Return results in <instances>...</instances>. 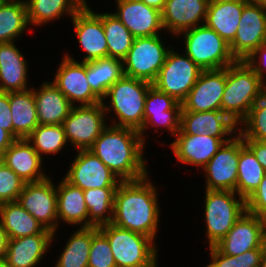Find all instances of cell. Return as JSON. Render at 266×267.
<instances>
[{"label": "cell", "mask_w": 266, "mask_h": 267, "mask_svg": "<svg viewBox=\"0 0 266 267\" xmlns=\"http://www.w3.org/2000/svg\"><path fill=\"white\" fill-rule=\"evenodd\" d=\"M156 187L150 175L135 181H122L114 194L111 223L156 241L161 214Z\"/></svg>", "instance_id": "obj_1"}, {"label": "cell", "mask_w": 266, "mask_h": 267, "mask_svg": "<svg viewBox=\"0 0 266 267\" xmlns=\"http://www.w3.org/2000/svg\"><path fill=\"white\" fill-rule=\"evenodd\" d=\"M145 145L138 131L108 125L89 150L121 181H135L149 175Z\"/></svg>", "instance_id": "obj_2"}, {"label": "cell", "mask_w": 266, "mask_h": 267, "mask_svg": "<svg viewBox=\"0 0 266 267\" xmlns=\"http://www.w3.org/2000/svg\"><path fill=\"white\" fill-rule=\"evenodd\" d=\"M151 86L149 82L127 76L115 82L102 101L107 120L109 112H112V117L115 115L108 124L139 132L144 124L145 99Z\"/></svg>", "instance_id": "obj_3"}, {"label": "cell", "mask_w": 266, "mask_h": 267, "mask_svg": "<svg viewBox=\"0 0 266 267\" xmlns=\"http://www.w3.org/2000/svg\"><path fill=\"white\" fill-rule=\"evenodd\" d=\"M265 92L266 83L244 60H237L226 67V86L221 101V111L239 126L253 104Z\"/></svg>", "instance_id": "obj_4"}, {"label": "cell", "mask_w": 266, "mask_h": 267, "mask_svg": "<svg viewBox=\"0 0 266 267\" xmlns=\"http://www.w3.org/2000/svg\"><path fill=\"white\" fill-rule=\"evenodd\" d=\"M98 229L108 239L116 267H158L159 249L152 238L112 223Z\"/></svg>", "instance_id": "obj_5"}, {"label": "cell", "mask_w": 266, "mask_h": 267, "mask_svg": "<svg viewBox=\"0 0 266 267\" xmlns=\"http://www.w3.org/2000/svg\"><path fill=\"white\" fill-rule=\"evenodd\" d=\"M183 52L202 70H217L232 65L237 60L232 55L229 43L205 24L185 30Z\"/></svg>", "instance_id": "obj_6"}, {"label": "cell", "mask_w": 266, "mask_h": 267, "mask_svg": "<svg viewBox=\"0 0 266 267\" xmlns=\"http://www.w3.org/2000/svg\"><path fill=\"white\" fill-rule=\"evenodd\" d=\"M204 191L205 237L208 246H214L244 214L246 201L235 191L208 189Z\"/></svg>", "instance_id": "obj_7"}, {"label": "cell", "mask_w": 266, "mask_h": 267, "mask_svg": "<svg viewBox=\"0 0 266 267\" xmlns=\"http://www.w3.org/2000/svg\"><path fill=\"white\" fill-rule=\"evenodd\" d=\"M164 44L162 34L135 38L126 57L122 60L124 76L152 84L172 48Z\"/></svg>", "instance_id": "obj_8"}, {"label": "cell", "mask_w": 266, "mask_h": 267, "mask_svg": "<svg viewBox=\"0 0 266 267\" xmlns=\"http://www.w3.org/2000/svg\"><path fill=\"white\" fill-rule=\"evenodd\" d=\"M171 48L152 85L182 103L203 71L184 52Z\"/></svg>", "instance_id": "obj_9"}, {"label": "cell", "mask_w": 266, "mask_h": 267, "mask_svg": "<svg viewBox=\"0 0 266 267\" xmlns=\"http://www.w3.org/2000/svg\"><path fill=\"white\" fill-rule=\"evenodd\" d=\"M103 103L73 106L62 125L73 150H88L109 125Z\"/></svg>", "instance_id": "obj_10"}, {"label": "cell", "mask_w": 266, "mask_h": 267, "mask_svg": "<svg viewBox=\"0 0 266 267\" xmlns=\"http://www.w3.org/2000/svg\"><path fill=\"white\" fill-rule=\"evenodd\" d=\"M51 176L37 182L25 183L18 196V203L27 210L43 227L57 233V191Z\"/></svg>", "instance_id": "obj_11"}, {"label": "cell", "mask_w": 266, "mask_h": 267, "mask_svg": "<svg viewBox=\"0 0 266 267\" xmlns=\"http://www.w3.org/2000/svg\"><path fill=\"white\" fill-rule=\"evenodd\" d=\"M239 133L224 142L217 153L202 168L205 174V189L236 192L239 151L244 146Z\"/></svg>", "instance_id": "obj_12"}, {"label": "cell", "mask_w": 266, "mask_h": 267, "mask_svg": "<svg viewBox=\"0 0 266 267\" xmlns=\"http://www.w3.org/2000/svg\"><path fill=\"white\" fill-rule=\"evenodd\" d=\"M52 83L67 97L73 106H92L102 102L93 92L86 76V63L63 54Z\"/></svg>", "instance_id": "obj_13"}, {"label": "cell", "mask_w": 266, "mask_h": 267, "mask_svg": "<svg viewBox=\"0 0 266 267\" xmlns=\"http://www.w3.org/2000/svg\"><path fill=\"white\" fill-rule=\"evenodd\" d=\"M214 246L221 253L230 256L266 248V220L245 211L226 236Z\"/></svg>", "instance_id": "obj_14"}, {"label": "cell", "mask_w": 266, "mask_h": 267, "mask_svg": "<svg viewBox=\"0 0 266 267\" xmlns=\"http://www.w3.org/2000/svg\"><path fill=\"white\" fill-rule=\"evenodd\" d=\"M266 43V10L253 0L243 7L234 40L229 44L236 60H245L261 44Z\"/></svg>", "instance_id": "obj_15"}, {"label": "cell", "mask_w": 266, "mask_h": 267, "mask_svg": "<svg viewBox=\"0 0 266 267\" xmlns=\"http://www.w3.org/2000/svg\"><path fill=\"white\" fill-rule=\"evenodd\" d=\"M181 110V103L152 85L146 94L144 124L139 131L143 141L146 143L148 140L146 137L149 135L145 132L150 127L157 133L159 128H165L164 130L167 129L170 135L175 136L180 131Z\"/></svg>", "instance_id": "obj_16"}, {"label": "cell", "mask_w": 266, "mask_h": 267, "mask_svg": "<svg viewBox=\"0 0 266 267\" xmlns=\"http://www.w3.org/2000/svg\"><path fill=\"white\" fill-rule=\"evenodd\" d=\"M63 176L71 184L87 190L90 188L118 187L122 182L93 152L78 150Z\"/></svg>", "instance_id": "obj_17"}, {"label": "cell", "mask_w": 266, "mask_h": 267, "mask_svg": "<svg viewBox=\"0 0 266 267\" xmlns=\"http://www.w3.org/2000/svg\"><path fill=\"white\" fill-rule=\"evenodd\" d=\"M88 2L71 18L77 41L85 56L80 62L108 57V47L101 17Z\"/></svg>", "instance_id": "obj_18"}, {"label": "cell", "mask_w": 266, "mask_h": 267, "mask_svg": "<svg viewBox=\"0 0 266 267\" xmlns=\"http://www.w3.org/2000/svg\"><path fill=\"white\" fill-rule=\"evenodd\" d=\"M226 86V68L203 70L195 85L181 103V111H221V101Z\"/></svg>", "instance_id": "obj_19"}, {"label": "cell", "mask_w": 266, "mask_h": 267, "mask_svg": "<svg viewBox=\"0 0 266 267\" xmlns=\"http://www.w3.org/2000/svg\"><path fill=\"white\" fill-rule=\"evenodd\" d=\"M115 1L117 10L113 13L135 38L159 35L164 32L161 11L147 6L140 0Z\"/></svg>", "instance_id": "obj_20"}, {"label": "cell", "mask_w": 266, "mask_h": 267, "mask_svg": "<svg viewBox=\"0 0 266 267\" xmlns=\"http://www.w3.org/2000/svg\"><path fill=\"white\" fill-rule=\"evenodd\" d=\"M170 148L178 162L202 169L217 153L224 142L231 138H215L209 134H176ZM198 167V168H197Z\"/></svg>", "instance_id": "obj_21"}, {"label": "cell", "mask_w": 266, "mask_h": 267, "mask_svg": "<svg viewBox=\"0 0 266 267\" xmlns=\"http://www.w3.org/2000/svg\"><path fill=\"white\" fill-rule=\"evenodd\" d=\"M209 1L167 0L161 11L163 29L175 37L185 30L203 25Z\"/></svg>", "instance_id": "obj_22"}, {"label": "cell", "mask_w": 266, "mask_h": 267, "mask_svg": "<svg viewBox=\"0 0 266 267\" xmlns=\"http://www.w3.org/2000/svg\"><path fill=\"white\" fill-rule=\"evenodd\" d=\"M237 133L238 125L222 111H181L180 131L177 134H209L215 138H232Z\"/></svg>", "instance_id": "obj_23"}, {"label": "cell", "mask_w": 266, "mask_h": 267, "mask_svg": "<svg viewBox=\"0 0 266 267\" xmlns=\"http://www.w3.org/2000/svg\"><path fill=\"white\" fill-rule=\"evenodd\" d=\"M55 235L56 233L35 234L8 239L6 262L10 267H37L47 252L49 253V248L55 241Z\"/></svg>", "instance_id": "obj_24"}, {"label": "cell", "mask_w": 266, "mask_h": 267, "mask_svg": "<svg viewBox=\"0 0 266 267\" xmlns=\"http://www.w3.org/2000/svg\"><path fill=\"white\" fill-rule=\"evenodd\" d=\"M15 44V42L0 43V92L30 89L27 82L29 63Z\"/></svg>", "instance_id": "obj_25"}, {"label": "cell", "mask_w": 266, "mask_h": 267, "mask_svg": "<svg viewBox=\"0 0 266 267\" xmlns=\"http://www.w3.org/2000/svg\"><path fill=\"white\" fill-rule=\"evenodd\" d=\"M5 164L25 183L44 180L43 159L27 139H16L3 154Z\"/></svg>", "instance_id": "obj_26"}, {"label": "cell", "mask_w": 266, "mask_h": 267, "mask_svg": "<svg viewBox=\"0 0 266 267\" xmlns=\"http://www.w3.org/2000/svg\"><path fill=\"white\" fill-rule=\"evenodd\" d=\"M39 125L62 124L73 105L51 82L45 81L38 88L33 87Z\"/></svg>", "instance_id": "obj_27"}, {"label": "cell", "mask_w": 266, "mask_h": 267, "mask_svg": "<svg viewBox=\"0 0 266 267\" xmlns=\"http://www.w3.org/2000/svg\"><path fill=\"white\" fill-rule=\"evenodd\" d=\"M58 182L56 191L59 226L63 222L78 228L89 227V216L83 190L68 182L64 177Z\"/></svg>", "instance_id": "obj_28"}, {"label": "cell", "mask_w": 266, "mask_h": 267, "mask_svg": "<svg viewBox=\"0 0 266 267\" xmlns=\"http://www.w3.org/2000/svg\"><path fill=\"white\" fill-rule=\"evenodd\" d=\"M249 0H210L205 25L229 44L234 40L244 5Z\"/></svg>", "instance_id": "obj_29"}, {"label": "cell", "mask_w": 266, "mask_h": 267, "mask_svg": "<svg viewBox=\"0 0 266 267\" xmlns=\"http://www.w3.org/2000/svg\"><path fill=\"white\" fill-rule=\"evenodd\" d=\"M13 137L26 139L39 125L33 86L24 91L9 92Z\"/></svg>", "instance_id": "obj_30"}, {"label": "cell", "mask_w": 266, "mask_h": 267, "mask_svg": "<svg viewBox=\"0 0 266 267\" xmlns=\"http://www.w3.org/2000/svg\"><path fill=\"white\" fill-rule=\"evenodd\" d=\"M0 221L6 230L8 239L35 234H54L45 229L18 201L0 204Z\"/></svg>", "instance_id": "obj_31"}, {"label": "cell", "mask_w": 266, "mask_h": 267, "mask_svg": "<svg viewBox=\"0 0 266 267\" xmlns=\"http://www.w3.org/2000/svg\"><path fill=\"white\" fill-rule=\"evenodd\" d=\"M30 26H43L55 22L65 15L71 19L86 0H25Z\"/></svg>", "instance_id": "obj_32"}, {"label": "cell", "mask_w": 266, "mask_h": 267, "mask_svg": "<svg viewBox=\"0 0 266 267\" xmlns=\"http://www.w3.org/2000/svg\"><path fill=\"white\" fill-rule=\"evenodd\" d=\"M86 63V76L92 92L103 101L108 89L124 76L120 59L105 57Z\"/></svg>", "instance_id": "obj_33"}, {"label": "cell", "mask_w": 266, "mask_h": 267, "mask_svg": "<svg viewBox=\"0 0 266 267\" xmlns=\"http://www.w3.org/2000/svg\"><path fill=\"white\" fill-rule=\"evenodd\" d=\"M28 26L25 0H0V43L16 42Z\"/></svg>", "instance_id": "obj_34"}, {"label": "cell", "mask_w": 266, "mask_h": 267, "mask_svg": "<svg viewBox=\"0 0 266 267\" xmlns=\"http://www.w3.org/2000/svg\"><path fill=\"white\" fill-rule=\"evenodd\" d=\"M71 233L54 267H88L92 227H79Z\"/></svg>", "instance_id": "obj_35"}, {"label": "cell", "mask_w": 266, "mask_h": 267, "mask_svg": "<svg viewBox=\"0 0 266 267\" xmlns=\"http://www.w3.org/2000/svg\"><path fill=\"white\" fill-rule=\"evenodd\" d=\"M116 188L103 187L83 190L89 216V227H99L112 222Z\"/></svg>", "instance_id": "obj_36"}, {"label": "cell", "mask_w": 266, "mask_h": 267, "mask_svg": "<svg viewBox=\"0 0 266 267\" xmlns=\"http://www.w3.org/2000/svg\"><path fill=\"white\" fill-rule=\"evenodd\" d=\"M103 22L108 47V57L123 60L130 50L135 37L112 12L97 13Z\"/></svg>", "instance_id": "obj_37"}, {"label": "cell", "mask_w": 266, "mask_h": 267, "mask_svg": "<svg viewBox=\"0 0 266 267\" xmlns=\"http://www.w3.org/2000/svg\"><path fill=\"white\" fill-rule=\"evenodd\" d=\"M237 168L236 193L246 200L260 185L265 169L246 145L239 151Z\"/></svg>", "instance_id": "obj_38"}, {"label": "cell", "mask_w": 266, "mask_h": 267, "mask_svg": "<svg viewBox=\"0 0 266 267\" xmlns=\"http://www.w3.org/2000/svg\"><path fill=\"white\" fill-rule=\"evenodd\" d=\"M26 139L42 159L58 154L69 144L62 124L38 125Z\"/></svg>", "instance_id": "obj_39"}, {"label": "cell", "mask_w": 266, "mask_h": 267, "mask_svg": "<svg viewBox=\"0 0 266 267\" xmlns=\"http://www.w3.org/2000/svg\"><path fill=\"white\" fill-rule=\"evenodd\" d=\"M238 133L243 140L266 142V92L253 104L247 117L239 124Z\"/></svg>", "instance_id": "obj_40"}, {"label": "cell", "mask_w": 266, "mask_h": 267, "mask_svg": "<svg viewBox=\"0 0 266 267\" xmlns=\"http://www.w3.org/2000/svg\"><path fill=\"white\" fill-rule=\"evenodd\" d=\"M264 249H252L240 255L230 256L221 253L215 246H209L210 262L205 267H260Z\"/></svg>", "instance_id": "obj_41"}, {"label": "cell", "mask_w": 266, "mask_h": 267, "mask_svg": "<svg viewBox=\"0 0 266 267\" xmlns=\"http://www.w3.org/2000/svg\"><path fill=\"white\" fill-rule=\"evenodd\" d=\"M88 267H116L108 239L96 226H92V243L89 251Z\"/></svg>", "instance_id": "obj_42"}, {"label": "cell", "mask_w": 266, "mask_h": 267, "mask_svg": "<svg viewBox=\"0 0 266 267\" xmlns=\"http://www.w3.org/2000/svg\"><path fill=\"white\" fill-rule=\"evenodd\" d=\"M25 182L6 164L0 170V204L17 201Z\"/></svg>", "instance_id": "obj_43"}, {"label": "cell", "mask_w": 266, "mask_h": 267, "mask_svg": "<svg viewBox=\"0 0 266 267\" xmlns=\"http://www.w3.org/2000/svg\"><path fill=\"white\" fill-rule=\"evenodd\" d=\"M245 201L246 211L266 220V172L260 185Z\"/></svg>", "instance_id": "obj_44"}, {"label": "cell", "mask_w": 266, "mask_h": 267, "mask_svg": "<svg viewBox=\"0 0 266 267\" xmlns=\"http://www.w3.org/2000/svg\"><path fill=\"white\" fill-rule=\"evenodd\" d=\"M255 74L266 83V43L261 44L244 60Z\"/></svg>", "instance_id": "obj_45"}, {"label": "cell", "mask_w": 266, "mask_h": 267, "mask_svg": "<svg viewBox=\"0 0 266 267\" xmlns=\"http://www.w3.org/2000/svg\"><path fill=\"white\" fill-rule=\"evenodd\" d=\"M12 112L9 104V92H0V128L13 136Z\"/></svg>", "instance_id": "obj_46"}, {"label": "cell", "mask_w": 266, "mask_h": 267, "mask_svg": "<svg viewBox=\"0 0 266 267\" xmlns=\"http://www.w3.org/2000/svg\"><path fill=\"white\" fill-rule=\"evenodd\" d=\"M244 144L253 152L257 161L266 172V142L257 140H243Z\"/></svg>", "instance_id": "obj_47"}, {"label": "cell", "mask_w": 266, "mask_h": 267, "mask_svg": "<svg viewBox=\"0 0 266 267\" xmlns=\"http://www.w3.org/2000/svg\"><path fill=\"white\" fill-rule=\"evenodd\" d=\"M15 140L8 131L0 128V155H3Z\"/></svg>", "instance_id": "obj_48"}, {"label": "cell", "mask_w": 266, "mask_h": 267, "mask_svg": "<svg viewBox=\"0 0 266 267\" xmlns=\"http://www.w3.org/2000/svg\"><path fill=\"white\" fill-rule=\"evenodd\" d=\"M8 244V236L6 230L0 221V259L5 258Z\"/></svg>", "instance_id": "obj_49"}, {"label": "cell", "mask_w": 266, "mask_h": 267, "mask_svg": "<svg viewBox=\"0 0 266 267\" xmlns=\"http://www.w3.org/2000/svg\"><path fill=\"white\" fill-rule=\"evenodd\" d=\"M147 6L153 7L159 11H162L167 0H140Z\"/></svg>", "instance_id": "obj_50"}, {"label": "cell", "mask_w": 266, "mask_h": 267, "mask_svg": "<svg viewBox=\"0 0 266 267\" xmlns=\"http://www.w3.org/2000/svg\"><path fill=\"white\" fill-rule=\"evenodd\" d=\"M260 267H266V248L264 249V252L262 254Z\"/></svg>", "instance_id": "obj_51"}, {"label": "cell", "mask_w": 266, "mask_h": 267, "mask_svg": "<svg viewBox=\"0 0 266 267\" xmlns=\"http://www.w3.org/2000/svg\"><path fill=\"white\" fill-rule=\"evenodd\" d=\"M253 1L259 4L264 10H266V0H253Z\"/></svg>", "instance_id": "obj_52"}, {"label": "cell", "mask_w": 266, "mask_h": 267, "mask_svg": "<svg viewBox=\"0 0 266 267\" xmlns=\"http://www.w3.org/2000/svg\"><path fill=\"white\" fill-rule=\"evenodd\" d=\"M0 267H10L5 258L0 259Z\"/></svg>", "instance_id": "obj_53"}, {"label": "cell", "mask_w": 266, "mask_h": 267, "mask_svg": "<svg viewBox=\"0 0 266 267\" xmlns=\"http://www.w3.org/2000/svg\"><path fill=\"white\" fill-rule=\"evenodd\" d=\"M5 165V160L3 155H0V170L2 169V167Z\"/></svg>", "instance_id": "obj_54"}]
</instances>
